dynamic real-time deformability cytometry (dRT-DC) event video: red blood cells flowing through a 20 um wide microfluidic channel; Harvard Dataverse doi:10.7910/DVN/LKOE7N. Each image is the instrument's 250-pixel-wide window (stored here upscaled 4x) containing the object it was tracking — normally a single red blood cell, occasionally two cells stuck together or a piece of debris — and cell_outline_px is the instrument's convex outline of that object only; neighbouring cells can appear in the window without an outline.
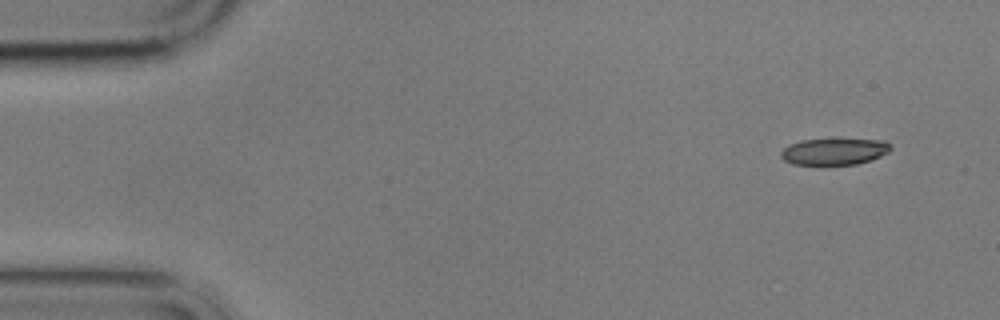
{"species": "common noctule bat (a hibernating species)", "species_latin": "Nyctalus noctula", "temperature_condition": "cold", "stored_images_in_passage": 6, "segment_of_instrument_passage": [2, 2], "camera_frame_rate_fps": 3000, "um_per_image_px": 0.085, "animal": {"sex": "male", "body_mass_g": 17.9}, "frame": {"image": 1, "passage_image": 6, "time_ms": 6.0, "image_size_px": [1000, 320], "cell_outline_px": [[892, 148], [888, 152], [872, 160], [856, 164], [792, 164], [784, 160], [780, 156], [780, 152], [788, 144], [800, 140], [836, 136], [884, 140], [892, 144]], "centroid_in_image_um": [70.94, 12.81], "position_along_channel_um": 14.1, "area_um2": 18.03}}